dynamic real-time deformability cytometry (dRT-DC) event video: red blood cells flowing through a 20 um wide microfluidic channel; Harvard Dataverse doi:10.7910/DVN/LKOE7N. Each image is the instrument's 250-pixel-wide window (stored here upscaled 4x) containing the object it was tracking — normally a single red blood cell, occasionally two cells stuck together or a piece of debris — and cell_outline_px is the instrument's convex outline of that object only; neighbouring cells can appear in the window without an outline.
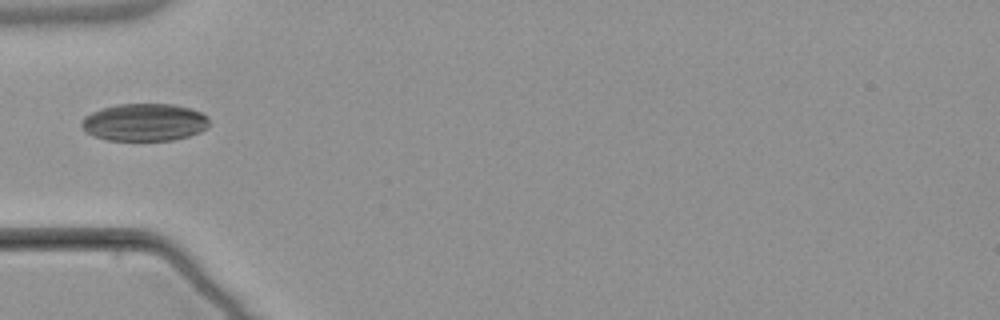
{"species": "common noctule bat (a hibernating species)", "species_latin": "Nyctalus noctula", "temperature_condition": "warm", "stored_images_in_passage": 1, "camera_frame_rate_fps": 3000, "um_per_image_px": 0.085, "animal": {"sex": "male", "body_mass_g": 21.5, "forearm_length_mm": 52.0}, "frame": {"image": 1, "passage_image": 1, "time_ms": 0.0, "image_size_px": [1000, 320], "cell_outline_px": [[208, 124], [200, 132], [188, 136], [172, 140], [108, 140], [92, 136], [84, 132], [80, 124], [84, 116], [100, 108], [116, 104], [176, 104], [192, 108], [208, 116]], "centroid_in_image_um": [12.24, 10.38], "position_along_channel_um": 72.8, "area_um2": 28.15}}